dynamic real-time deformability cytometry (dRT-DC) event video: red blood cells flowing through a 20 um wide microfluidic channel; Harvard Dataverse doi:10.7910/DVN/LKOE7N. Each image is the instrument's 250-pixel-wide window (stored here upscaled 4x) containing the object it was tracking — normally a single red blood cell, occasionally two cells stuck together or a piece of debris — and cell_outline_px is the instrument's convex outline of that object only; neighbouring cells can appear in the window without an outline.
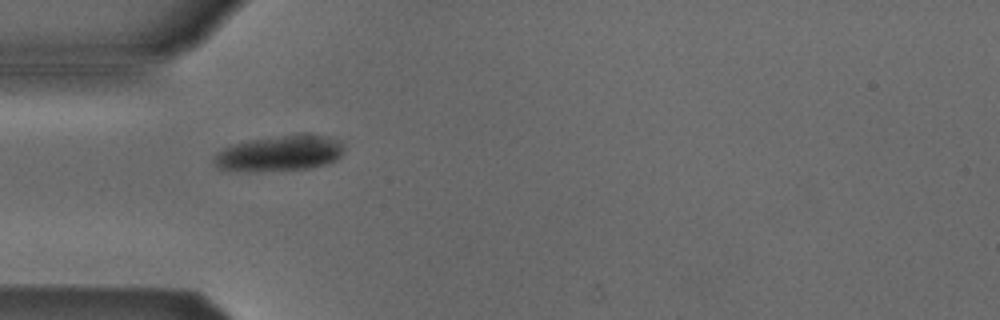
{"species": "Egyptian fruit bat (a non-hibernating species)", "species_latin": "Rousettus aegyptiacus", "temperature_condition": "cold", "stored_images_in_passage": 2, "camera_frame_rate_fps": 3000, "um_per_image_px": 0.085, "animal": {"sex": "male"}, "frame": {"image": 1, "passage_image": 1, "time_ms": 0.0, "image_size_px": [1000, 320], "cell_outline_px": [[344, 148], [340, 156], [336, 160], [328, 164], [308, 168], [220, 168], [212, 160], [216, 152], [232, 144], [252, 140], [284, 136], [328, 136], [340, 140]], "centroid_in_image_um": [23.84, 12.99], "position_along_channel_um": 61.2, "area_um2": 25.2}}
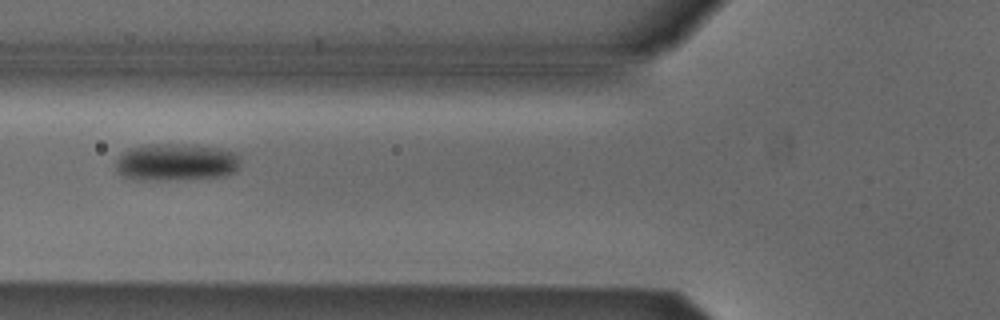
{"frame": {"image": 2, "passage_image": 2, "time_ms": 1.333, "image_size_px": [1000, 320], "cell_outline_px": [[240, 156], [236, 172], [224, 176], [144, 180], [136, 180], [120, 176], [116, 172], [116, 160], [128, 148], [148, 144], [188, 144], [216, 148], [236, 152]], "centroid_in_image_um": [14.93, 13.77], "position_along_channel_um": 110.9, "area_um2": 26.99}}